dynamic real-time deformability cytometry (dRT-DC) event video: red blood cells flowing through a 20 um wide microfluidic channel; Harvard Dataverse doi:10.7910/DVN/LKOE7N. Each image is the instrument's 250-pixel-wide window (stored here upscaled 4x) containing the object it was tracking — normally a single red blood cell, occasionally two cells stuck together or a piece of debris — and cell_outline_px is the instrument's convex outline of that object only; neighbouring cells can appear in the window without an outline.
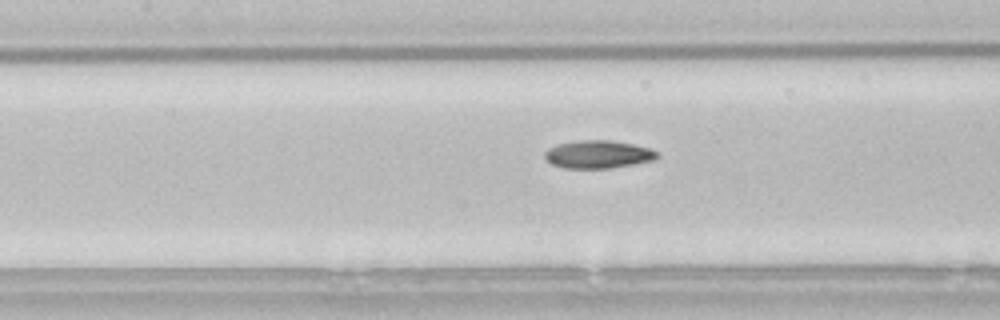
{"species": "common noctule bat (a hibernating species)", "species_latin": "Nyctalus noctula", "temperature_condition": "room temperature", "stored_images_in_passage": 36, "camera_frame_rate_fps": 3000, "um_per_image_px": 0.085, "animal": {"sex": "male", "body_mass_g": 21.5, "forearm_length_mm": 52.0}, "frame": {"image": 1, "passage_image": 8, "time_ms": 2.333, "image_size_px": [1000, 320], "cell_outline_px": [[656, 156], [652, 160], [632, 164], [608, 168], [564, 168], [552, 164], [544, 156], [544, 152], [548, 148], [556, 144], [580, 140], [608, 140], [632, 144], [648, 148], [656, 152]], "centroid_in_image_um": [50.76, 13.11], "position_along_channel_um": 156.6, "area_um2": 17.92}}
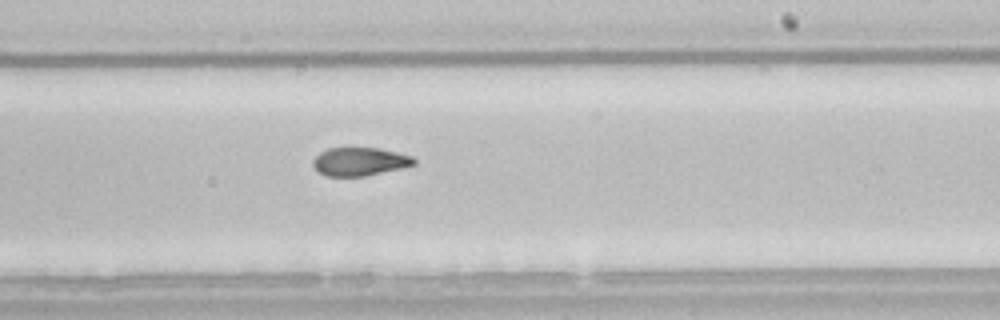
{"frame": {"image": 2, "passage_image": 16, "time_ms": 5.0, "image_size_px": [1000, 320], "cell_outline_px": [[416, 164], [400, 168], [364, 176], [324, 176], [316, 172], [312, 164], [312, 160], [320, 152], [328, 148], [380, 148], [412, 156], [416, 160]], "centroid_in_image_um": [30.53, 13.74], "position_along_channel_um": 258.5, "area_um2": 16.7}}
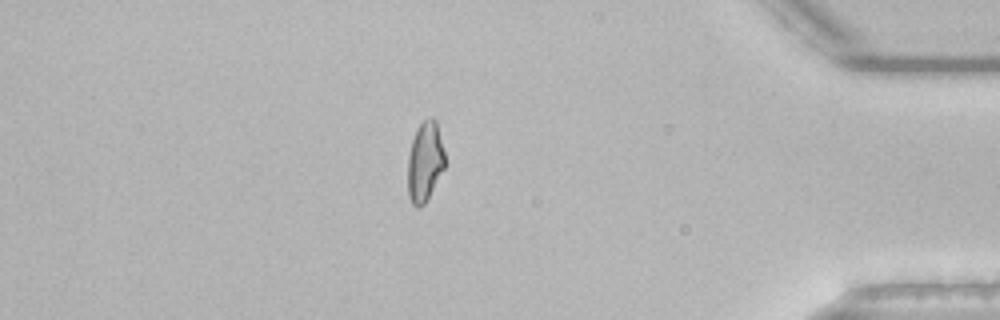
{"frame": {"image": 3, "passage_image": 30, "time_ms": 9.667, "image_size_px": [1000, 320], "cell_outline_px": [[444, 168], [424, 204], [416, 208], [412, 204], [408, 196], [408, 156], [412, 140], [416, 128], [428, 116], [432, 116], [436, 120], [444, 152]], "centroid_in_image_um": [36.1, 13.72], "position_along_channel_um": 399.1, "area_um2": 17.17}}